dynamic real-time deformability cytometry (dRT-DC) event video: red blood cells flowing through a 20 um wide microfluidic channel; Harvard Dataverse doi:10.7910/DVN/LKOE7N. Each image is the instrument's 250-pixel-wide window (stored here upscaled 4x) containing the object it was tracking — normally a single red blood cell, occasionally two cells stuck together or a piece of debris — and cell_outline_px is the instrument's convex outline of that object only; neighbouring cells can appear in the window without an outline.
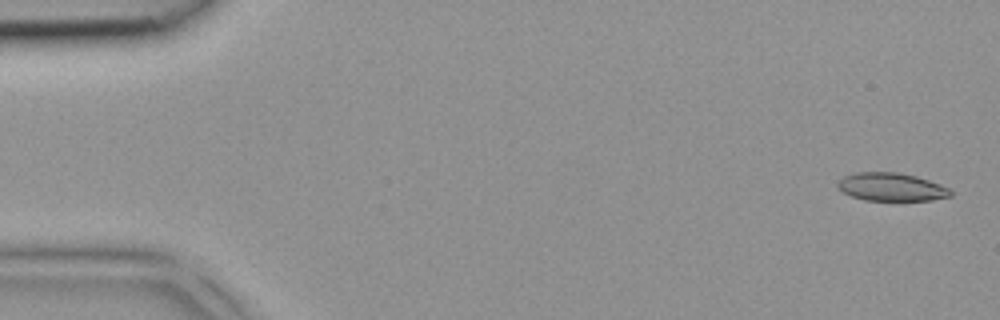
{"species": "common noctule bat (a hibernating species)", "species_latin": "Nyctalus noctula", "temperature_condition": "room temperature", "stored_images_in_passage": 4, "camera_frame_rate_fps": 3000, "um_per_image_px": 0.085, "animal": {"sex": "female", "body_mass_g": 18.4}, "frame": {"image": 1, "passage_image": 1, "time_ms": 0.0, "image_size_px": [1000, 320], "cell_outline_px": [[952, 196], [932, 200], [864, 200], [852, 196], [844, 192], [836, 184], [844, 176], [856, 172], [896, 172], [916, 176], [940, 184], [948, 188], [952, 192]], "centroid_in_image_um": [75.78, 15.89], "position_along_channel_um": 9.2, "area_um2": 18.32}}
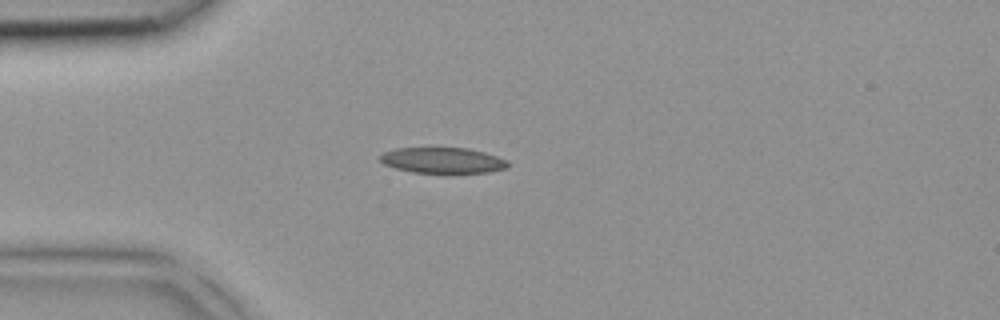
{"frame": {"image": 2, "passage_image": 4, "time_ms": 1.0, "image_size_px": [1000, 320], "cell_outline_px": [[508, 164], [504, 168], [488, 172], [448, 176], [444, 176], [412, 172], [396, 168], [384, 164], [380, 160], [380, 156], [384, 152], [396, 148], [468, 148], [484, 152], [508, 160]], "centroid_in_image_um": [37.64, 13.68], "position_along_channel_um": 47.4, "area_um2": 19.94}}